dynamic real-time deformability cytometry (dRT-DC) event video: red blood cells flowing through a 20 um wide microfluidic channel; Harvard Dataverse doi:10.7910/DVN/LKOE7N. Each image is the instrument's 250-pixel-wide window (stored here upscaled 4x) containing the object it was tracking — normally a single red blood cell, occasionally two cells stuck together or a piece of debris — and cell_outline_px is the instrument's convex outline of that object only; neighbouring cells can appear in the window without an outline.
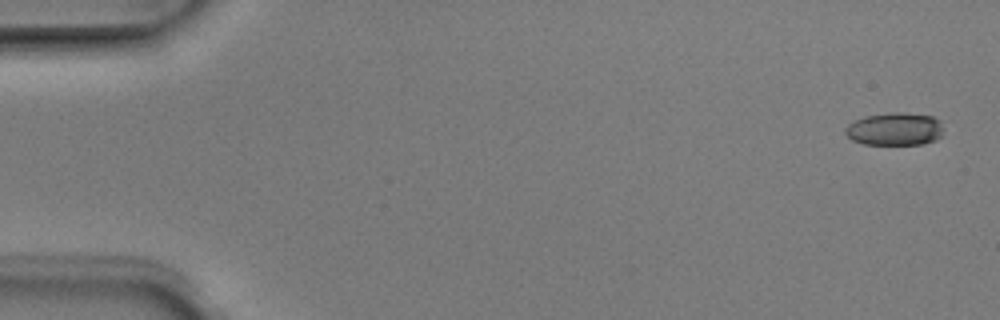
{"species": "Egyptian fruit bat (a non-hibernating species)", "species_latin": "Rousettus aegyptiacus", "temperature_condition": "room temperature", "stored_images_in_passage": 5, "camera_frame_rate_fps": 3000, "um_per_image_px": 0.085, "animal": {"sex": "male"}, "frame": {"image": 1, "passage_image": 1, "time_ms": 0.0, "image_size_px": [1000, 320], "cell_outline_px": [[944, 128], [940, 136], [936, 140], [924, 144], [864, 144], [852, 140], [844, 132], [844, 128], [848, 124], [864, 116], [888, 112], [904, 112], [932, 116], [940, 120]], "centroid_in_image_um": [76.07, 10.96], "position_along_channel_um": 8.9, "area_um2": 19.02}}